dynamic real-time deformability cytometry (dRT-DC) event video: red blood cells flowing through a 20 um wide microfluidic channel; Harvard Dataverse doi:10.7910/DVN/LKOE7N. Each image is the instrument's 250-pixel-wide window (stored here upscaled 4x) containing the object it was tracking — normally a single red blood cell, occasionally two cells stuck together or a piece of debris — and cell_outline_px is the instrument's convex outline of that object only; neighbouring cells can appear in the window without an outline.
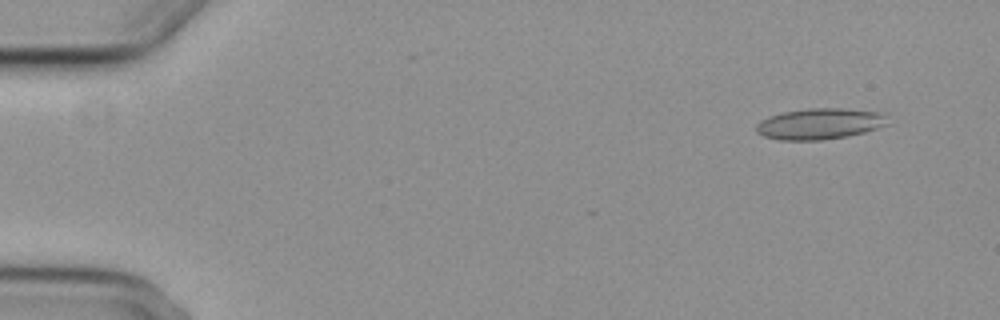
{"species": "common noctule bat (a hibernating species)", "species_latin": "Nyctalus noctula", "temperature_condition": "cold", "stored_images_in_passage": 5, "camera_frame_rate_fps": 3000, "um_per_image_px": 0.085, "animal": {"sex": "female", "body_mass_g": 29.2, "forearm_length_mm": 56.3}, "frame": {"image": 1, "passage_image": 1, "time_ms": 0.0, "image_size_px": [1000, 320], "cell_outline_px": [[888, 124], [864, 132], [848, 136], [820, 140], [780, 140], [764, 136], [756, 132], [756, 124], [760, 120], [768, 116], [784, 112], [808, 108], [840, 108], [888, 112]], "centroid_in_image_um": [69.71, 10.51], "position_along_channel_um": 15.3, "area_um2": 24.04}}
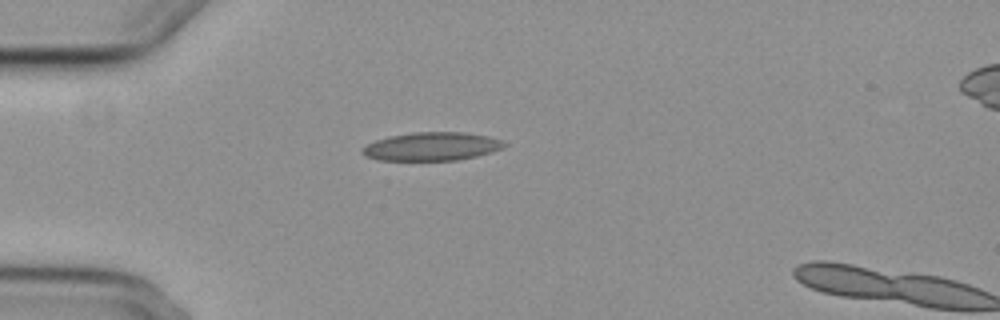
{"frame": {"image": 2, "passage_image": 4, "time_ms": 3.667, "image_size_px": [1000, 320], "cell_outline_px": [[508, 144], [504, 148], [492, 152], [476, 156], [456, 160], [376, 160], [364, 156], [360, 152], [368, 144], [376, 140], [388, 136], [412, 132], [464, 132], [488, 136], [500, 140]], "centroid_in_image_um": [36.7, 12.45], "position_along_channel_um": 48.3, "area_um2": 23.52}}